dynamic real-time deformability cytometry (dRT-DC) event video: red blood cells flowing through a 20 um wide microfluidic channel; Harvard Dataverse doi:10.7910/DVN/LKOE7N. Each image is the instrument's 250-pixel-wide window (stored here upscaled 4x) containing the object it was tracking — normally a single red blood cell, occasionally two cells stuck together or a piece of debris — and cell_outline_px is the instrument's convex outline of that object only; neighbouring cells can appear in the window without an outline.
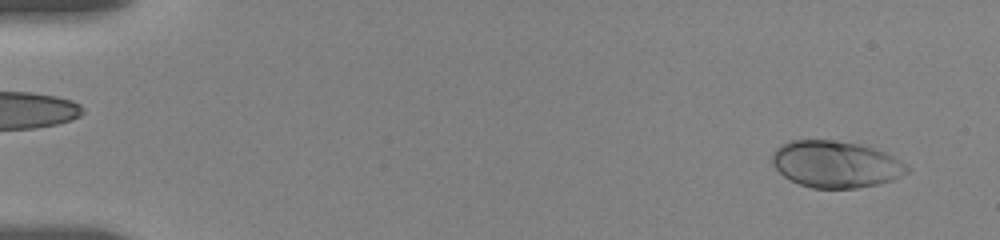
{"species": "human", "species_latin": "Homo sapiens", "temperature_condition": "room temperature", "stored_images_in_passage": 55, "camera_frame_rate_fps": 3000, "um_per_image_px": 0.085, "donor": {"sex": "female"}, "frame": {"image": 1, "passage_image": 3, "time_ms": 0.667, "image_size_px": [1000, 240], "cell_outline_px": [[912, 168], [908, 172], [892, 180], [880, 184], [856, 188], [812, 188], [800, 184], [784, 176], [772, 164], [772, 152], [780, 144], [792, 140], [832, 140], [860, 144], [884, 152], [900, 160]], "centroid_in_image_um": [71.04, 13.96], "position_along_channel_um": 14.0, "area_um2": 36.76}}
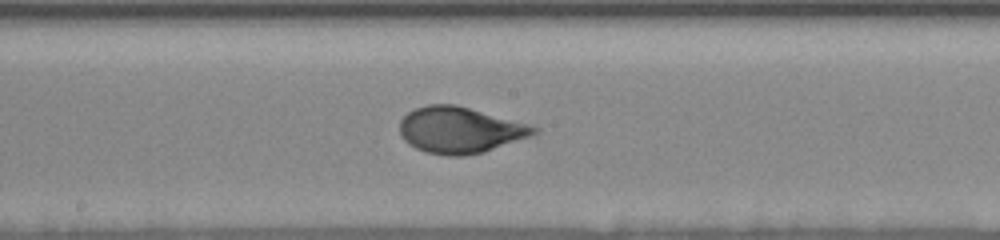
{"frame": {"image": 2, "passage_image": 30, "time_ms": 9.667, "image_size_px": [1000, 240], "cell_outline_px": [[540, 132], [484, 152], [460, 156], [448, 156], [424, 152], [408, 144], [404, 140], [400, 132], [400, 120], [408, 112], [416, 108], [428, 104], [456, 104], [540, 128]], "centroid_in_image_um": [39.05, 11.06], "position_along_channel_um": 209.1, "area_um2": 35.84}}
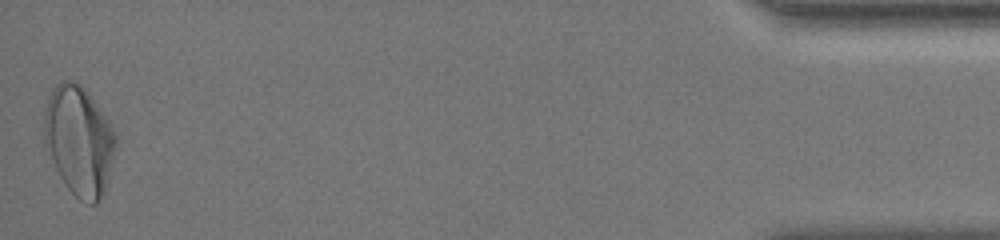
{"frame": {"image": 3, "passage_image": 55, "time_ms": 18.0, "image_size_px": [1000, 240], "cell_outline_px": [[116, 144], [104, 196], [96, 204], [88, 204], [80, 200], [64, 184], [52, 160], [44, 140], [44, 108], [48, 96], [52, 88], [60, 80], [72, 80], [80, 84], [88, 92], [112, 128], [116, 136]], "centroid_in_image_um": [6.7, 11.95], "position_along_channel_um": 428.5, "area_um2": 45.43}, "authors_computed_cell_mechanics": {"area_um2": 35.4892, "velocity_mm_per_s": 3.6134, "shape_relaxation_time_tau1_ms": 3.9044, "shape_relaxation_time_tau2_ms": null, "deformation_change_tau1": 0.1593, "deformation_change_tau2": null}}